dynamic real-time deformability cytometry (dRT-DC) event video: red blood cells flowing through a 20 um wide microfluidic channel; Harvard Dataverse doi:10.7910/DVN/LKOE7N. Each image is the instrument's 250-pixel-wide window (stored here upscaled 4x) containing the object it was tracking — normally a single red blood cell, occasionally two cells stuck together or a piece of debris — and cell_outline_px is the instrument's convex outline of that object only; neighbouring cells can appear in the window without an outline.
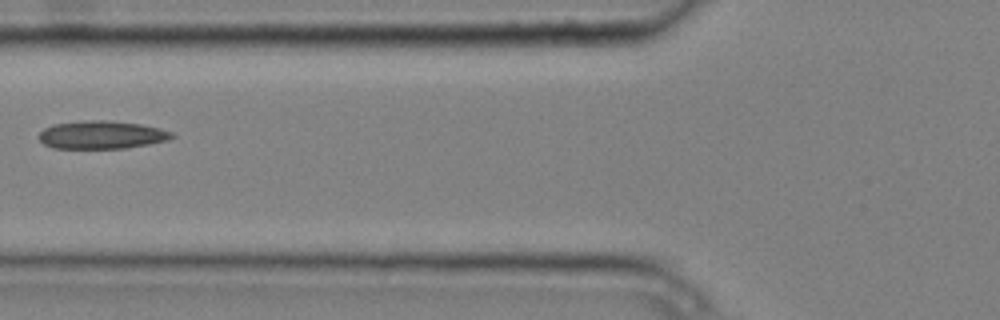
{"species": "common noctule bat (a hibernating species)", "species_latin": "Nyctalus noctula", "temperature_condition": "cold", "stored_images_in_passage": 7, "camera_frame_rate_fps": 3000, "um_per_image_px": 0.085, "animal": {"sex": "male", "body_mass_g": 20.4}, "frame": {"image": 1, "passage_image": 6, "time_ms": 1.667, "image_size_px": [1000, 320], "cell_outline_px": [[176, 136], [168, 140], [148, 144], [124, 148], [52, 148], [44, 144], [40, 140], [40, 132], [44, 128], [56, 124], [88, 120], [108, 120], [140, 124], [160, 128], [172, 132]], "centroid_in_image_um": [8.67, 11.46], "position_along_channel_um": 117.1, "area_um2": 21.56}}
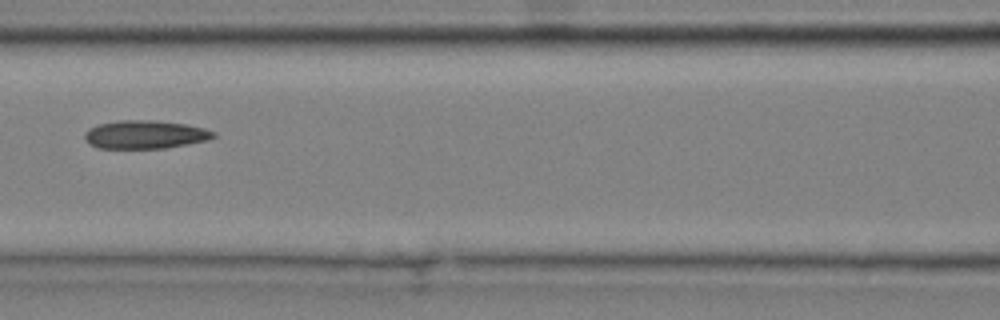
{"frame": {"image": 2, "passage_image": 7, "time_ms": 2.0, "image_size_px": [1000, 320], "cell_outline_px": [[216, 136], [208, 140], [188, 144], [164, 148], [96, 148], [88, 144], [84, 140], [84, 132], [88, 128], [100, 124], [120, 120], [156, 120], [184, 124], [204, 128], [216, 132]], "centroid_in_image_um": [12.31, 11.44], "position_along_channel_um": 154.3, "area_um2": 21.39}}